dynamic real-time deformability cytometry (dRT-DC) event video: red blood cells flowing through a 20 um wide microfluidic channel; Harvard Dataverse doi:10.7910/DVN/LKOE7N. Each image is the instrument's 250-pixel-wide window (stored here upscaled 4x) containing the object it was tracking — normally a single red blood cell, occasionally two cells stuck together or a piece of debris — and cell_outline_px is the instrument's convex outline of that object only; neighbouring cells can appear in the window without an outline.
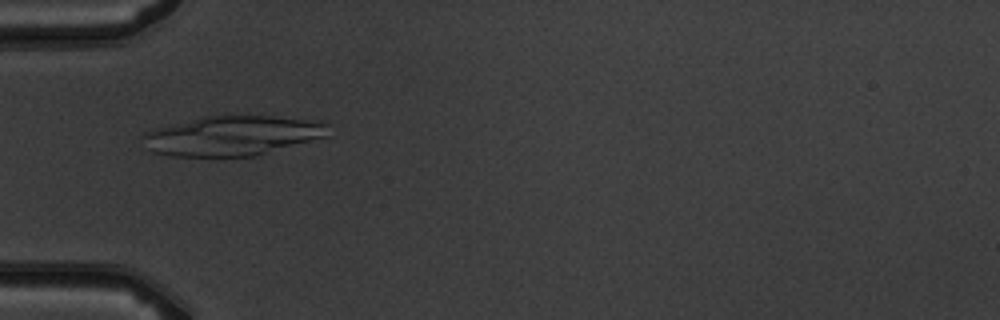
{"species": "common noctule bat (a hibernating species)", "species_latin": "Nyctalus noctula", "temperature_condition": "warm", "stored_images_in_passage": 4, "camera_frame_rate_fps": 3000, "um_per_image_px": 0.085, "animal": {"sex": "male", "body_mass_g": 19.5, "forearm_length_mm": 54.6}, "frame": {"image": 1, "passage_image": 3, "time_ms": 3.0, "image_size_px": [1000, 320], "cell_outline_px": [[328, 136], [256, 156], [172, 156], [152, 152], [148, 148], [144, 136], [144, 132], [168, 124], [200, 116], [224, 112], [320, 120], [328, 124]], "centroid_in_image_um": [19.79, 11.48], "position_along_channel_um": 65.2, "area_um2": 44.1}}